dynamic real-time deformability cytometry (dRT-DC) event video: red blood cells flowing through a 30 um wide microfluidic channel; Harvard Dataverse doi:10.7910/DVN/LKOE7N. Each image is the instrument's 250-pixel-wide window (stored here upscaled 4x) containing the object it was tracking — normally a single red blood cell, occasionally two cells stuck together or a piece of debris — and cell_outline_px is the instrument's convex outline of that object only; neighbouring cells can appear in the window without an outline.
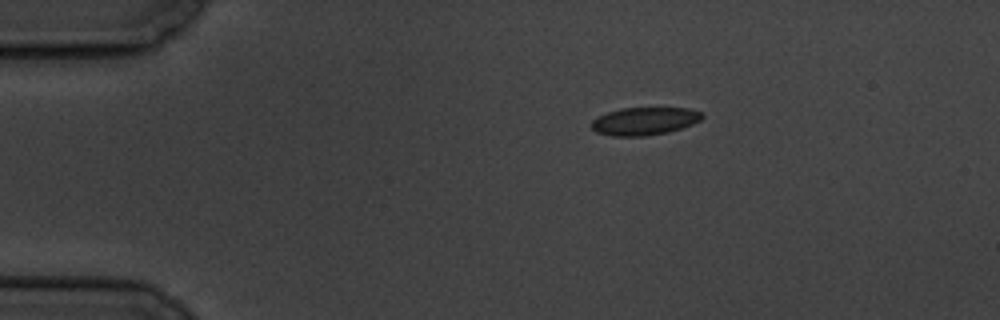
{"species": "common noctule bat (a hibernating species)", "species_latin": "Nyctalus noctula", "temperature_condition": "cold", "stored_images_in_passage": 3, "camera_frame_rate_fps": 3000, "um_per_image_px": 0.085, "animal": {"sex": "male", "body_mass_g": 19.5, "forearm_length_mm": 54.6}, "frame": {"image": 1, "passage_image": 1, "time_ms": 0.0, "image_size_px": [1000, 320], "cell_outline_px": [[704, 116], [700, 120], [692, 124], [668, 132], [644, 136], [612, 136], [596, 132], [592, 128], [592, 120], [608, 112], [620, 108], [688, 108], [700, 112]], "centroid_in_image_um": [54.77, 10.3], "position_along_channel_um": 30.2, "area_um2": 17.74}}